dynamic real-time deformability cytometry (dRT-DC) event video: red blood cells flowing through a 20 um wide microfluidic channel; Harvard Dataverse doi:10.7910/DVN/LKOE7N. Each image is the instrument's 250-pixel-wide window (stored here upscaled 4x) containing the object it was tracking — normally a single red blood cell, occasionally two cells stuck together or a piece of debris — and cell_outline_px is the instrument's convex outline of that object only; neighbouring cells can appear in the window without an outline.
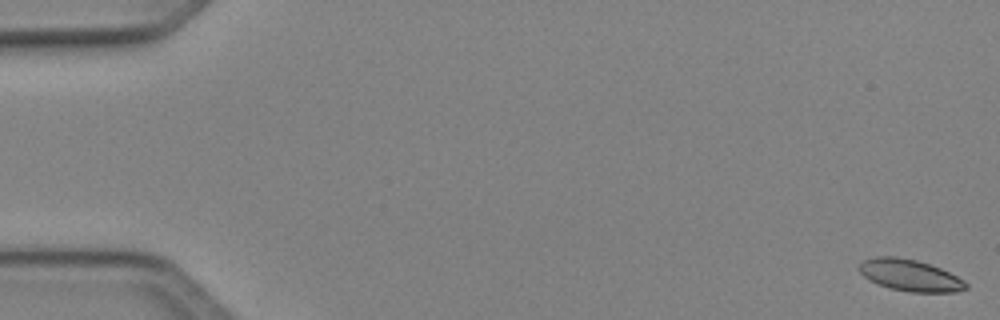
{"species": "Egyptian fruit bat (a non-hibernating species)", "species_latin": "Rousettus aegyptiacus", "temperature_condition": "cold", "stored_images_in_passage": 51, "camera_frame_rate_fps": 3000, "um_per_image_px": 0.085, "animal": {"sex": "female"}, "frame": {"image": 1, "passage_image": 1, "time_ms": 0.0, "image_size_px": [1000, 320], "cell_outline_px": [[968, 288], [956, 292], [908, 292], [892, 288], [868, 280], [856, 268], [864, 260], [876, 256], [896, 256], [916, 260], [940, 268], [964, 280], [968, 284]], "centroid_in_image_um": [77.34, 23.4], "position_along_channel_um": 7.7, "area_um2": 19.59}}
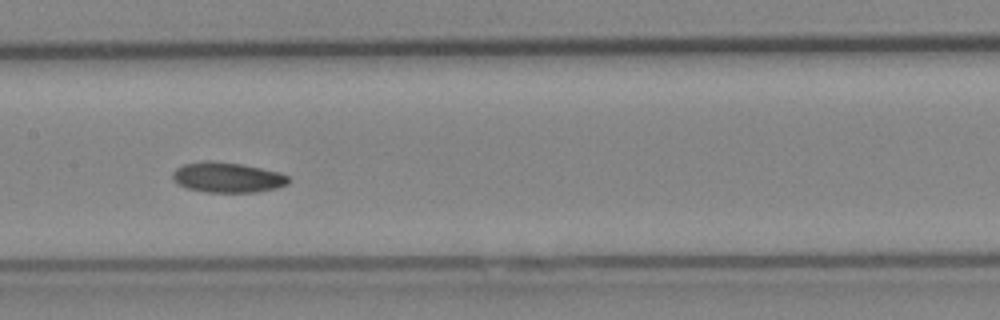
{"frame": {"image": 2, "passage_image": 26, "time_ms": 8.333, "image_size_px": [1000, 320], "cell_outline_px": [[292, 180], [288, 184], [276, 188], [256, 192], [204, 192], [188, 188], [180, 184], [172, 176], [172, 172], [176, 168], [184, 164], [204, 160], [212, 160], [240, 164], [280, 172], [288, 176]], "centroid_in_image_um": [19.36, 15.07], "position_along_channel_um": 188.0, "area_um2": 20.4}}
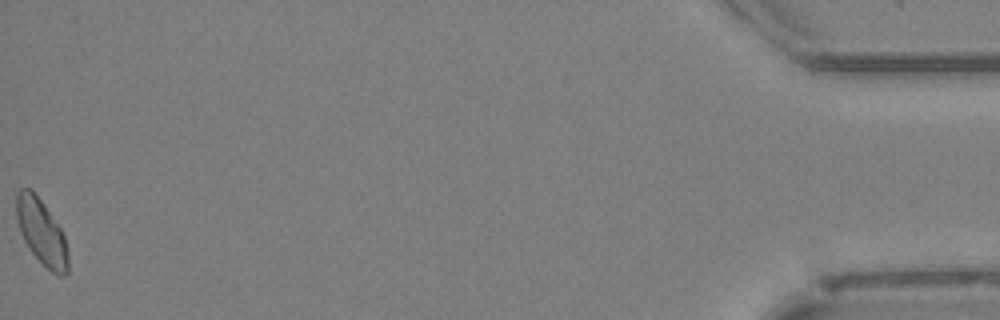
{"frame": {"image": 3, "passage_image": 51, "time_ms": 16.667, "image_size_px": [1000, 320], "cell_outline_px": [[68, 272], [64, 276], [60, 276], [52, 272], [28, 248], [20, 232], [16, 220], [16, 192], [20, 188], [32, 188], [60, 228], [64, 236], [68, 256]], "centroid_in_image_um": [3.5, 19.7], "position_along_channel_um": 431.7, "area_um2": 19.54}, "authors_computed_cell_mechanics": {"area_um2": 19.941, "velocity_mm_per_s": 4.0851, "shape_relaxation_time_tau1_ms": null, "shape_relaxation_time_tau2_ms": 5.0362, "deformation_change_tau1": null, "deformation_change_tau2": 0.0944}}